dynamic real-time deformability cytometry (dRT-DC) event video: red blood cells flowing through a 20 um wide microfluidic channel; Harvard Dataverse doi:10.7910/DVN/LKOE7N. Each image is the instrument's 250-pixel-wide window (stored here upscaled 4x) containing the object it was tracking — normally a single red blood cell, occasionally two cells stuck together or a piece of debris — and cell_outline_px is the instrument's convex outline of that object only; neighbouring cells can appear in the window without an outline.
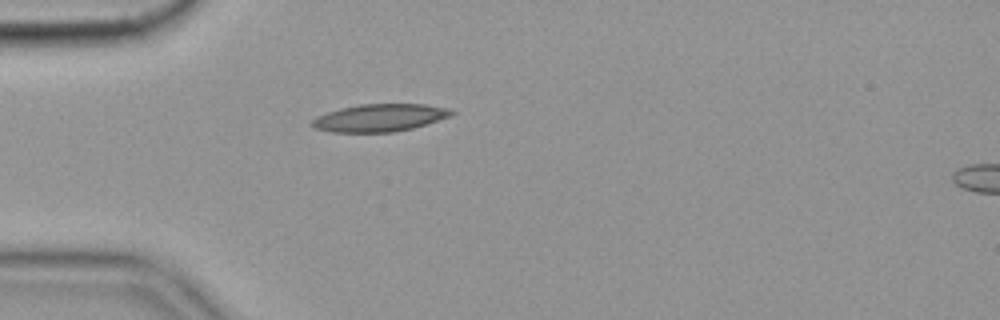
{"species": "common noctule bat (a hibernating species)", "species_latin": "Nyctalus noctula", "temperature_condition": "cold", "stored_images_in_passage": 41, "camera_frame_rate_fps": 3000, "um_per_image_px": 0.085, "animal": {"sex": "female", "body_mass_g": 19.9}, "frame": {"image": 1, "passage_image": 1, "time_ms": 0.0, "image_size_px": [1000, 320], "cell_outline_px": [[456, 112], [448, 116], [412, 128], [392, 132], [332, 132], [316, 128], [308, 124], [316, 116], [340, 108], [360, 104], [424, 104], [448, 108]], "centroid_in_image_um": [32.21, 10.0], "position_along_channel_um": 52.8, "area_um2": 22.14}, "authors_computed_cell_mechanics": {"area_um2": 21.1548, "velocity_mm_per_s": 3.5364, "shape_relaxation_time_tau1_ms": null, "shape_relaxation_time_tau2_ms": 6.6405, "deformation_change_tau1": null, "deformation_change_tau2": 0.1483}}